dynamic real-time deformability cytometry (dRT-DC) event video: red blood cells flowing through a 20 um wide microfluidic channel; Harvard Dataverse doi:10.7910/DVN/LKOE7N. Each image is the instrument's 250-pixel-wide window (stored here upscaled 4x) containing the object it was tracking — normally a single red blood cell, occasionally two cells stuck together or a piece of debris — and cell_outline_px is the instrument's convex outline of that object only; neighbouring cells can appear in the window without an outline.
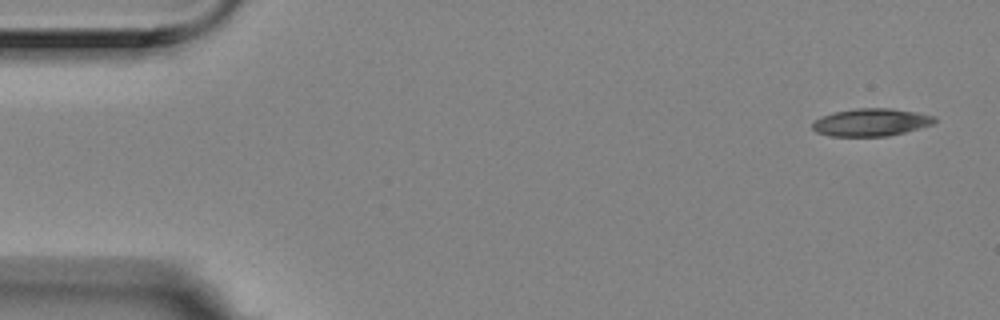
{"species": "Egyptian fruit bat (a non-hibernating species)", "species_latin": "Rousettus aegyptiacus", "temperature_condition": "room temperature", "stored_images_in_passage": 3, "camera_frame_rate_fps": 3000, "um_per_image_px": 0.085, "animal": {"sex": "female"}, "frame": {"image": 1, "passage_image": 1, "time_ms": 0.0, "image_size_px": [1000, 320], "cell_outline_px": [[936, 120], [932, 124], [904, 132], [888, 136], [832, 136], [816, 132], [812, 128], [812, 124], [820, 116], [832, 112], [856, 108], [888, 108], [916, 112], [936, 116]], "centroid_in_image_um": [74.01, 10.39], "position_along_channel_um": 11.0, "area_um2": 19.59}}